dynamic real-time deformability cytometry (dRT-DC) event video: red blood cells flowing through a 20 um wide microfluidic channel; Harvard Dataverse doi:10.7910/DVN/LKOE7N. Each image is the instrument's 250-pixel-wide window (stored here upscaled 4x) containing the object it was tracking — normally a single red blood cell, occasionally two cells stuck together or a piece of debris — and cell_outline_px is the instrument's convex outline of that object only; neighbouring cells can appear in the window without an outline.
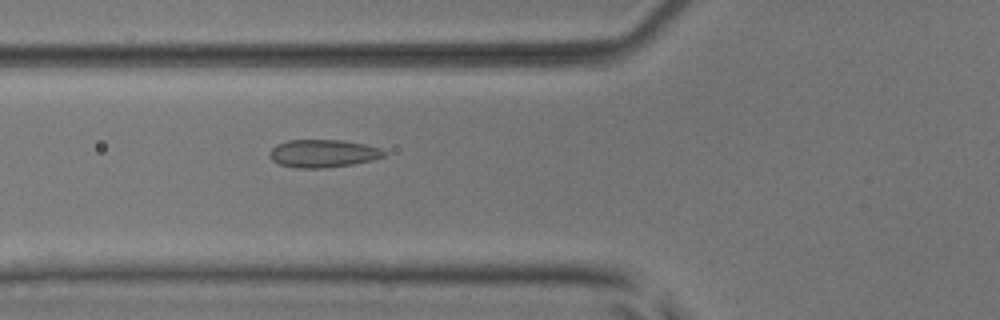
{"species": "common noctule bat (a hibernating species)", "species_latin": "Nyctalus noctula", "temperature_condition": "room temperature", "stored_images_in_passage": 45, "camera_frame_rate_fps": 3000, "um_per_image_px": 0.085, "animal": {"sex": "male", "body_mass_g": 17.9, "forearm_length_mm": 54.2}, "frame": {"image": 1, "passage_image": 12, "time_ms": 3.667, "image_size_px": [1000, 320], "cell_outline_px": [[388, 152], [384, 156], [372, 160], [352, 164], [324, 168], [296, 168], [280, 164], [272, 160], [268, 156], [268, 152], [276, 144], [288, 140], [344, 140], [364, 144], [380, 148]], "centroid_in_image_um": [27.44, 13.04], "position_along_channel_um": 98.4, "area_um2": 18.67}}
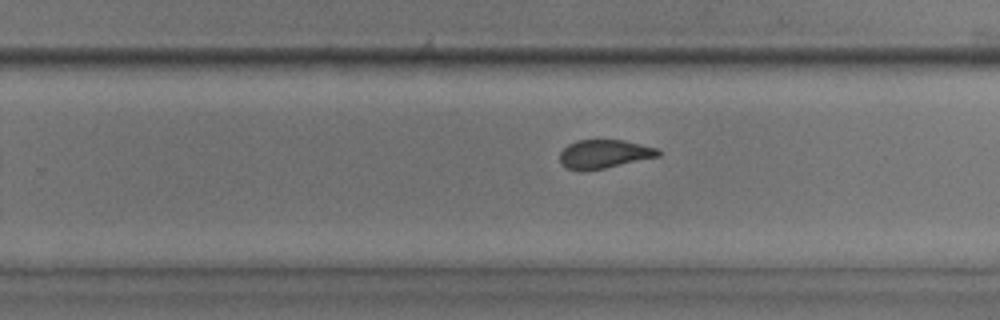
{"frame": {"image": 2, "passage_image": 26, "time_ms": 8.333, "image_size_px": [1000, 320], "cell_outline_px": [[660, 156], [604, 168], [584, 172], [580, 172], [564, 168], [560, 164], [560, 152], [568, 144], [576, 140], [624, 140], [656, 148], [660, 152]], "centroid_in_image_um": [51.28, 13.11], "position_along_channel_um": 278.5, "area_um2": 16.59}}
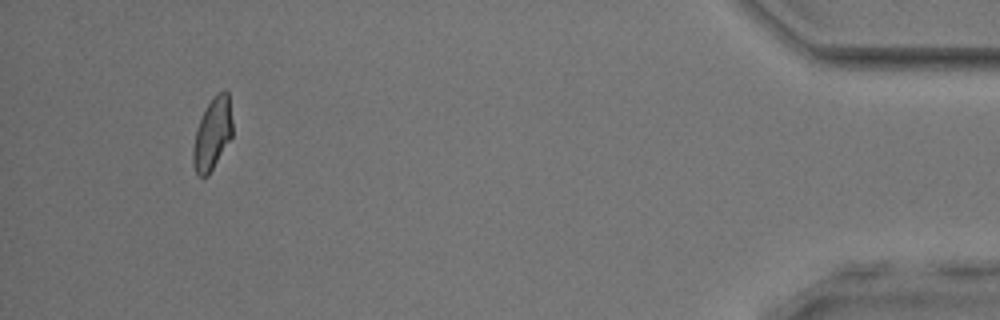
{"frame": {"image": 3, "passage_image": 42, "time_ms": 13.667, "image_size_px": [1000, 320], "cell_outline_px": [[232, 136], [208, 176], [196, 176], [192, 164], [192, 148], [196, 128], [208, 104], [224, 88], [228, 92], [232, 120]], "centroid_in_image_um": [18.03, 11.43], "position_along_channel_um": 417.2, "area_um2": 16.42}, "authors_computed_cell_mechanics": {"area_um2": 17.2822, "velocity_mm_per_s": 3.8702, "shape_relaxation_time_tau1_ms": null, "shape_relaxation_time_tau2_ms": 0.8479, "deformation_change_tau1": null, "deformation_change_tau2": 0.0615}}